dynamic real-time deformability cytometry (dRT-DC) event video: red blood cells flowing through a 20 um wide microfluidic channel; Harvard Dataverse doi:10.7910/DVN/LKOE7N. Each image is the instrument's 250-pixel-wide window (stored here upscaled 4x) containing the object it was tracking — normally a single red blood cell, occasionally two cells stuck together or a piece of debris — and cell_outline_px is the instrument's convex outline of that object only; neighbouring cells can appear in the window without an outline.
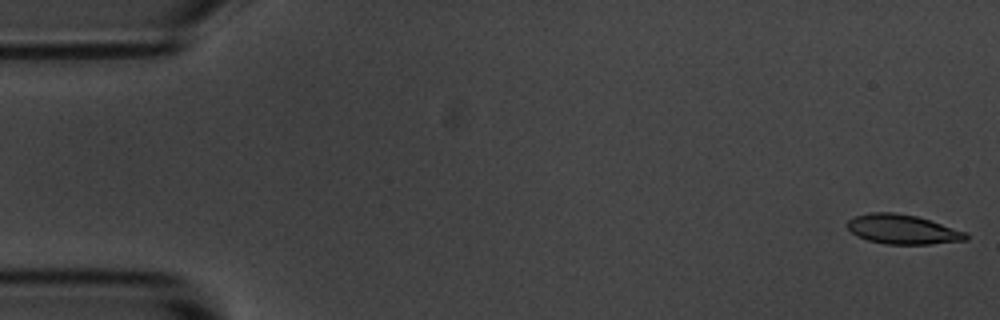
{"species": "common noctule bat (a hibernating species)", "species_latin": "Nyctalus noctula", "temperature_condition": "room temperature", "stored_images_in_passage": 54, "camera_frame_rate_fps": 3000, "um_per_image_px": 0.085, "animal": {"sex": "male", "body_mass_g": 20.1, "forearm_length_mm": 53.5}, "frame": {"image": 1, "passage_image": 1, "time_ms": 0.0, "image_size_px": [1000, 320], "cell_outline_px": [[968, 240], [928, 244], [884, 244], [868, 240], [856, 236], [848, 228], [848, 220], [856, 216], [868, 212], [896, 212], [916, 216], [968, 232]], "centroid_in_image_um": [76.73, 19.49], "position_along_channel_um": 8.3, "area_um2": 20.4}}
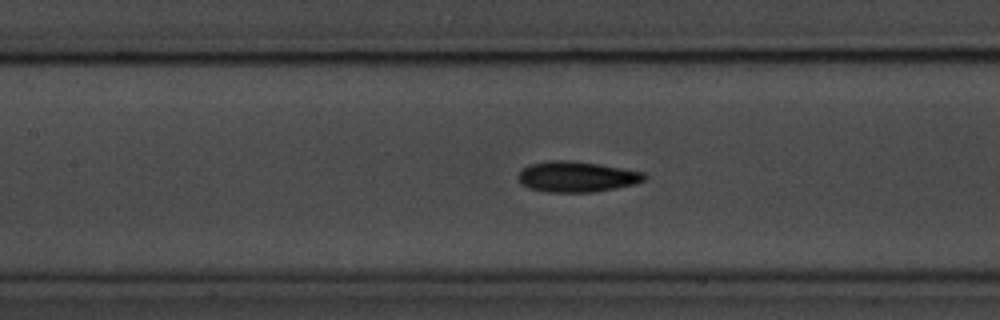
{"frame": {"image": 2, "passage_image": 24, "time_ms": 7.667, "image_size_px": [1000, 320], "cell_outline_px": [[648, 180], [636, 184], [592, 192], [548, 192], [528, 188], [520, 184], [516, 176], [528, 164], [548, 160], [568, 160], [600, 164], [644, 172], [648, 176]], "centroid_in_image_um": [49.02, 15.02], "position_along_channel_um": 158.4, "area_um2": 22.83}}
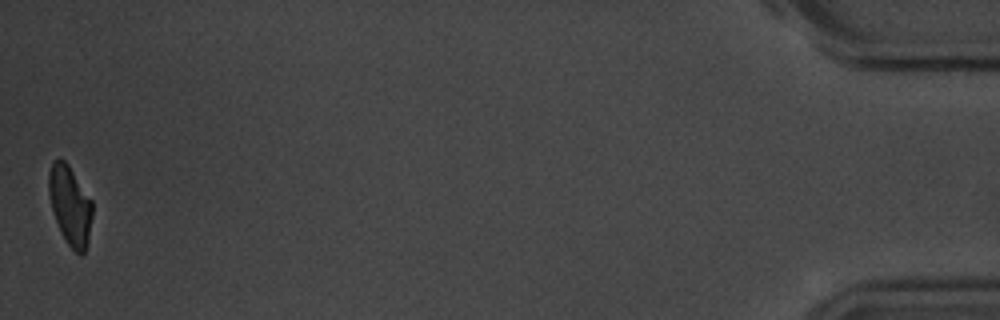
{"frame": {"image": 3, "passage_image": 54, "time_ms": 17.667, "image_size_px": [1000, 320], "cell_outline_px": [[92, 216], [88, 240], [84, 252], [80, 256], [68, 244], [60, 232], [52, 208], [48, 192], [48, 172], [52, 164], [56, 160], [64, 160], [68, 164], [92, 200]], "centroid_in_image_um": [5.96, 17.46], "position_along_channel_um": 429.2, "area_um2": 19.94}, "authors_computed_cell_mechanics": {"area_um2": 21.2704, "velocity_mm_per_s": 3.6594, "shape_relaxation_time_tau1_ms": 2.9656, "shape_relaxation_time_tau2_ms": 3.9361, "deformation_change_tau1": 0.1206, "deformation_change_tau2": 0.1065}}